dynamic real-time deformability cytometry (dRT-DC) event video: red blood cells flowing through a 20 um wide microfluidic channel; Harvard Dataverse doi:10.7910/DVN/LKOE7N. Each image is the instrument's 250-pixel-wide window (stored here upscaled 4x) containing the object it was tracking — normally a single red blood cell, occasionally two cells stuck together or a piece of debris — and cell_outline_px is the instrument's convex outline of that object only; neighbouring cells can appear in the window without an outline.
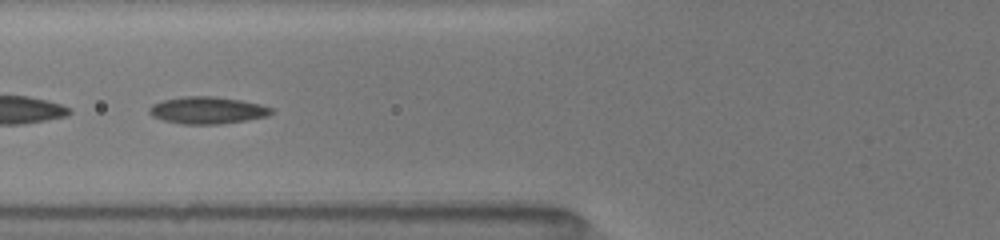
{"species": "common noctule bat (a hibernating species)", "species_latin": "Nyctalus noctula", "temperature_condition": "room temperature", "stored_images_in_passage": 22, "camera_frame_rate_fps": 3000, "um_per_image_px": 0.085, "animal": {"sex": "female", "body_mass_g": 19.5, "forearm_length_mm": 54.1}, "frame": {"image": 1, "passage_image": 21, "time_ms": 4.0, "image_size_px": [1000, 240], "cell_outline_px": [[272, 112], [268, 116], [220, 124], [180, 124], [164, 120], [152, 116], [148, 112], [148, 108], [152, 104], [164, 100], [184, 96], [216, 96], [240, 100], [260, 104], [272, 108]], "centroid_in_image_um": [17.6, 9.37], "position_along_channel_um": 108.2, "area_um2": 19.19}}